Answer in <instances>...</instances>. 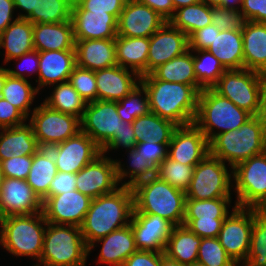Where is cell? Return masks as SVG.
Instances as JSON below:
<instances>
[{"label":"cell","instance_id":"cell-1","mask_svg":"<svg viewBox=\"0 0 266 266\" xmlns=\"http://www.w3.org/2000/svg\"><path fill=\"white\" fill-rule=\"evenodd\" d=\"M140 82L147 90L150 112L178 126L194 123L200 93L195 86L158 80L152 73Z\"/></svg>","mask_w":266,"mask_h":266},{"label":"cell","instance_id":"cell-2","mask_svg":"<svg viewBox=\"0 0 266 266\" xmlns=\"http://www.w3.org/2000/svg\"><path fill=\"white\" fill-rule=\"evenodd\" d=\"M133 210L131 187L121 185L112 193L93 198L81 226L86 245L129 225Z\"/></svg>","mask_w":266,"mask_h":266},{"label":"cell","instance_id":"cell-3","mask_svg":"<svg viewBox=\"0 0 266 266\" xmlns=\"http://www.w3.org/2000/svg\"><path fill=\"white\" fill-rule=\"evenodd\" d=\"M266 151V114L252 116L239 129L214 136L209 154L230 168Z\"/></svg>","mask_w":266,"mask_h":266},{"label":"cell","instance_id":"cell-4","mask_svg":"<svg viewBox=\"0 0 266 266\" xmlns=\"http://www.w3.org/2000/svg\"><path fill=\"white\" fill-rule=\"evenodd\" d=\"M134 210L132 214L159 215L174 226L183 225L186 193L156 175L132 187Z\"/></svg>","mask_w":266,"mask_h":266},{"label":"cell","instance_id":"cell-5","mask_svg":"<svg viewBox=\"0 0 266 266\" xmlns=\"http://www.w3.org/2000/svg\"><path fill=\"white\" fill-rule=\"evenodd\" d=\"M46 226L42 212L0 218V245L10 255L31 257L38 264Z\"/></svg>","mask_w":266,"mask_h":266},{"label":"cell","instance_id":"cell-6","mask_svg":"<svg viewBox=\"0 0 266 266\" xmlns=\"http://www.w3.org/2000/svg\"><path fill=\"white\" fill-rule=\"evenodd\" d=\"M212 89L252 116L266 114V76L261 73L226 70Z\"/></svg>","mask_w":266,"mask_h":266},{"label":"cell","instance_id":"cell-7","mask_svg":"<svg viewBox=\"0 0 266 266\" xmlns=\"http://www.w3.org/2000/svg\"><path fill=\"white\" fill-rule=\"evenodd\" d=\"M88 256L81 227L47 223L40 264L32 266H86Z\"/></svg>","mask_w":266,"mask_h":266},{"label":"cell","instance_id":"cell-8","mask_svg":"<svg viewBox=\"0 0 266 266\" xmlns=\"http://www.w3.org/2000/svg\"><path fill=\"white\" fill-rule=\"evenodd\" d=\"M251 117L250 113L220 96L212 88H205L199 93L194 124L210 141L218 134L239 129Z\"/></svg>","mask_w":266,"mask_h":266},{"label":"cell","instance_id":"cell-9","mask_svg":"<svg viewBox=\"0 0 266 266\" xmlns=\"http://www.w3.org/2000/svg\"><path fill=\"white\" fill-rule=\"evenodd\" d=\"M208 154L195 168L186 199L231 198L233 190V168ZM232 189V190H231Z\"/></svg>","mask_w":266,"mask_h":266},{"label":"cell","instance_id":"cell-10","mask_svg":"<svg viewBox=\"0 0 266 266\" xmlns=\"http://www.w3.org/2000/svg\"><path fill=\"white\" fill-rule=\"evenodd\" d=\"M233 191L238 207L266 209V151L233 168Z\"/></svg>","mask_w":266,"mask_h":266},{"label":"cell","instance_id":"cell-11","mask_svg":"<svg viewBox=\"0 0 266 266\" xmlns=\"http://www.w3.org/2000/svg\"><path fill=\"white\" fill-rule=\"evenodd\" d=\"M29 124L40 148H49L81 131L80 118L51 109L43 102L32 108Z\"/></svg>","mask_w":266,"mask_h":266},{"label":"cell","instance_id":"cell-12","mask_svg":"<svg viewBox=\"0 0 266 266\" xmlns=\"http://www.w3.org/2000/svg\"><path fill=\"white\" fill-rule=\"evenodd\" d=\"M232 209L231 214L223 220L217 238L227 255L237 266H242L247 259L250 248L254 224V208L238 207L235 205Z\"/></svg>","mask_w":266,"mask_h":266},{"label":"cell","instance_id":"cell-13","mask_svg":"<svg viewBox=\"0 0 266 266\" xmlns=\"http://www.w3.org/2000/svg\"><path fill=\"white\" fill-rule=\"evenodd\" d=\"M231 202V198L186 199L183 225L200 238H217Z\"/></svg>","mask_w":266,"mask_h":266},{"label":"cell","instance_id":"cell-14","mask_svg":"<svg viewBox=\"0 0 266 266\" xmlns=\"http://www.w3.org/2000/svg\"><path fill=\"white\" fill-rule=\"evenodd\" d=\"M121 121L117 102L96 100L86 105L80 119L81 132L90 136L102 149L119 131Z\"/></svg>","mask_w":266,"mask_h":266},{"label":"cell","instance_id":"cell-15","mask_svg":"<svg viewBox=\"0 0 266 266\" xmlns=\"http://www.w3.org/2000/svg\"><path fill=\"white\" fill-rule=\"evenodd\" d=\"M92 198L73 190L42 199V213L47 223L81 227Z\"/></svg>","mask_w":266,"mask_h":266},{"label":"cell","instance_id":"cell-16","mask_svg":"<svg viewBox=\"0 0 266 266\" xmlns=\"http://www.w3.org/2000/svg\"><path fill=\"white\" fill-rule=\"evenodd\" d=\"M59 172L78 173L102 154L101 148L90 136L79 132L74 137L48 148Z\"/></svg>","mask_w":266,"mask_h":266},{"label":"cell","instance_id":"cell-17","mask_svg":"<svg viewBox=\"0 0 266 266\" xmlns=\"http://www.w3.org/2000/svg\"><path fill=\"white\" fill-rule=\"evenodd\" d=\"M120 186L117 180L116 161L107 154L102 153L76 173L77 190L92 199L112 193Z\"/></svg>","mask_w":266,"mask_h":266},{"label":"cell","instance_id":"cell-18","mask_svg":"<svg viewBox=\"0 0 266 266\" xmlns=\"http://www.w3.org/2000/svg\"><path fill=\"white\" fill-rule=\"evenodd\" d=\"M188 50V36L169 21L165 22L149 37L147 74H151L160 65L184 54Z\"/></svg>","mask_w":266,"mask_h":266},{"label":"cell","instance_id":"cell-19","mask_svg":"<svg viewBox=\"0 0 266 266\" xmlns=\"http://www.w3.org/2000/svg\"><path fill=\"white\" fill-rule=\"evenodd\" d=\"M42 212V200L27 180L3 177L0 187V218Z\"/></svg>","mask_w":266,"mask_h":266},{"label":"cell","instance_id":"cell-20","mask_svg":"<svg viewBox=\"0 0 266 266\" xmlns=\"http://www.w3.org/2000/svg\"><path fill=\"white\" fill-rule=\"evenodd\" d=\"M209 154V141L194 124L178 126L168 145L167 156L181 164L196 166Z\"/></svg>","mask_w":266,"mask_h":266},{"label":"cell","instance_id":"cell-21","mask_svg":"<svg viewBox=\"0 0 266 266\" xmlns=\"http://www.w3.org/2000/svg\"><path fill=\"white\" fill-rule=\"evenodd\" d=\"M165 22L149 6L138 0H127L117 20V36L149 38Z\"/></svg>","mask_w":266,"mask_h":266},{"label":"cell","instance_id":"cell-22","mask_svg":"<svg viewBox=\"0 0 266 266\" xmlns=\"http://www.w3.org/2000/svg\"><path fill=\"white\" fill-rule=\"evenodd\" d=\"M130 225L137 250L164 252L174 225L159 215L132 214Z\"/></svg>","mask_w":266,"mask_h":266},{"label":"cell","instance_id":"cell-23","mask_svg":"<svg viewBox=\"0 0 266 266\" xmlns=\"http://www.w3.org/2000/svg\"><path fill=\"white\" fill-rule=\"evenodd\" d=\"M117 20L113 14L85 11L75 2L72 4L71 21L75 41L115 39L117 37Z\"/></svg>","mask_w":266,"mask_h":266},{"label":"cell","instance_id":"cell-24","mask_svg":"<svg viewBox=\"0 0 266 266\" xmlns=\"http://www.w3.org/2000/svg\"><path fill=\"white\" fill-rule=\"evenodd\" d=\"M97 100L118 102L140 83V76L119 65L96 70Z\"/></svg>","mask_w":266,"mask_h":266},{"label":"cell","instance_id":"cell-25","mask_svg":"<svg viewBox=\"0 0 266 266\" xmlns=\"http://www.w3.org/2000/svg\"><path fill=\"white\" fill-rule=\"evenodd\" d=\"M76 66L75 50H51L39 52V72L35 80L40 92L44 87H50L69 80Z\"/></svg>","mask_w":266,"mask_h":266},{"label":"cell","instance_id":"cell-26","mask_svg":"<svg viewBox=\"0 0 266 266\" xmlns=\"http://www.w3.org/2000/svg\"><path fill=\"white\" fill-rule=\"evenodd\" d=\"M97 243L102 245L97 263L107 266H123L125 260L137 251L130 224L93 242L88 246V253L91 254L94 247L98 246Z\"/></svg>","mask_w":266,"mask_h":266},{"label":"cell","instance_id":"cell-27","mask_svg":"<svg viewBox=\"0 0 266 266\" xmlns=\"http://www.w3.org/2000/svg\"><path fill=\"white\" fill-rule=\"evenodd\" d=\"M76 65L92 71L118 65L115 39L75 41Z\"/></svg>","mask_w":266,"mask_h":266},{"label":"cell","instance_id":"cell-28","mask_svg":"<svg viewBox=\"0 0 266 266\" xmlns=\"http://www.w3.org/2000/svg\"><path fill=\"white\" fill-rule=\"evenodd\" d=\"M34 50H75L72 21L33 24Z\"/></svg>","mask_w":266,"mask_h":266},{"label":"cell","instance_id":"cell-29","mask_svg":"<svg viewBox=\"0 0 266 266\" xmlns=\"http://www.w3.org/2000/svg\"><path fill=\"white\" fill-rule=\"evenodd\" d=\"M241 32L244 68L266 76V23L245 21Z\"/></svg>","mask_w":266,"mask_h":266},{"label":"cell","instance_id":"cell-30","mask_svg":"<svg viewBox=\"0 0 266 266\" xmlns=\"http://www.w3.org/2000/svg\"><path fill=\"white\" fill-rule=\"evenodd\" d=\"M39 149L40 146L29 123L0 129V162L14 155H33Z\"/></svg>","mask_w":266,"mask_h":266},{"label":"cell","instance_id":"cell-31","mask_svg":"<svg viewBox=\"0 0 266 266\" xmlns=\"http://www.w3.org/2000/svg\"><path fill=\"white\" fill-rule=\"evenodd\" d=\"M4 49V63L34 50L33 24L27 19H17L0 34V49Z\"/></svg>","mask_w":266,"mask_h":266},{"label":"cell","instance_id":"cell-32","mask_svg":"<svg viewBox=\"0 0 266 266\" xmlns=\"http://www.w3.org/2000/svg\"><path fill=\"white\" fill-rule=\"evenodd\" d=\"M116 59L119 66L136 72L140 77L147 75L149 38H115Z\"/></svg>","mask_w":266,"mask_h":266},{"label":"cell","instance_id":"cell-33","mask_svg":"<svg viewBox=\"0 0 266 266\" xmlns=\"http://www.w3.org/2000/svg\"><path fill=\"white\" fill-rule=\"evenodd\" d=\"M227 69H244L243 36L241 30H223L216 32L214 47H208Z\"/></svg>","mask_w":266,"mask_h":266},{"label":"cell","instance_id":"cell-34","mask_svg":"<svg viewBox=\"0 0 266 266\" xmlns=\"http://www.w3.org/2000/svg\"><path fill=\"white\" fill-rule=\"evenodd\" d=\"M200 242L201 238L187 226H174L164 254L180 264L189 266L197 262Z\"/></svg>","mask_w":266,"mask_h":266},{"label":"cell","instance_id":"cell-35","mask_svg":"<svg viewBox=\"0 0 266 266\" xmlns=\"http://www.w3.org/2000/svg\"><path fill=\"white\" fill-rule=\"evenodd\" d=\"M58 170L54 157L48 148H40L33 154V161L27 183L42 200L48 193Z\"/></svg>","mask_w":266,"mask_h":266},{"label":"cell","instance_id":"cell-36","mask_svg":"<svg viewBox=\"0 0 266 266\" xmlns=\"http://www.w3.org/2000/svg\"><path fill=\"white\" fill-rule=\"evenodd\" d=\"M152 74L158 80L193 85L200 92L203 90L194 73L193 54L190 49L184 54L160 65Z\"/></svg>","mask_w":266,"mask_h":266},{"label":"cell","instance_id":"cell-37","mask_svg":"<svg viewBox=\"0 0 266 266\" xmlns=\"http://www.w3.org/2000/svg\"><path fill=\"white\" fill-rule=\"evenodd\" d=\"M132 127L137 142L155 140L158 143L169 144L178 125L149 112L136 118L132 122Z\"/></svg>","mask_w":266,"mask_h":266},{"label":"cell","instance_id":"cell-38","mask_svg":"<svg viewBox=\"0 0 266 266\" xmlns=\"http://www.w3.org/2000/svg\"><path fill=\"white\" fill-rule=\"evenodd\" d=\"M56 85V86H55ZM52 85V94L43 103L51 109L82 118L86 108V101L79 95L69 81Z\"/></svg>","mask_w":266,"mask_h":266},{"label":"cell","instance_id":"cell-39","mask_svg":"<svg viewBox=\"0 0 266 266\" xmlns=\"http://www.w3.org/2000/svg\"><path fill=\"white\" fill-rule=\"evenodd\" d=\"M212 7L199 1L175 10L169 22L188 37L195 31L211 24Z\"/></svg>","mask_w":266,"mask_h":266},{"label":"cell","instance_id":"cell-40","mask_svg":"<svg viewBox=\"0 0 266 266\" xmlns=\"http://www.w3.org/2000/svg\"><path fill=\"white\" fill-rule=\"evenodd\" d=\"M37 94H39V91L28 79L13 77L8 74L1 97L29 118L30 113H32L30 107Z\"/></svg>","mask_w":266,"mask_h":266},{"label":"cell","instance_id":"cell-41","mask_svg":"<svg viewBox=\"0 0 266 266\" xmlns=\"http://www.w3.org/2000/svg\"><path fill=\"white\" fill-rule=\"evenodd\" d=\"M193 53L194 73L199 85L212 88L227 70L222 63L207 50H191Z\"/></svg>","mask_w":266,"mask_h":266},{"label":"cell","instance_id":"cell-42","mask_svg":"<svg viewBox=\"0 0 266 266\" xmlns=\"http://www.w3.org/2000/svg\"><path fill=\"white\" fill-rule=\"evenodd\" d=\"M126 152H128L127 154H129V166L128 164L127 166H124L125 164L122 165L120 160L115 159L117 180L119 183H121V185L132 187L139 181L155 176L156 169L150 164V162L139 155L135 148L126 150ZM125 167H127L128 169H126ZM127 177L129 178V180L126 182L125 178Z\"/></svg>","mask_w":266,"mask_h":266},{"label":"cell","instance_id":"cell-43","mask_svg":"<svg viewBox=\"0 0 266 266\" xmlns=\"http://www.w3.org/2000/svg\"><path fill=\"white\" fill-rule=\"evenodd\" d=\"M74 0H38L36 11L26 18L32 24L71 21Z\"/></svg>","mask_w":266,"mask_h":266},{"label":"cell","instance_id":"cell-44","mask_svg":"<svg viewBox=\"0 0 266 266\" xmlns=\"http://www.w3.org/2000/svg\"><path fill=\"white\" fill-rule=\"evenodd\" d=\"M242 266H266V209L254 208L250 248Z\"/></svg>","mask_w":266,"mask_h":266},{"label":"cell","instance_id":"cell-45","mask_svg":"<svg viewBox=\"0 0 266 266\" xmlns=\"http://www.w3.org/2000/svg\"><path fill=\"white\" fill-rule=\"evenodd\" d=\"M149 112L148 93L141 82L128 95L117 102L119 117L128 123H132L136 118L147 115Z\"/></svg>","mask_w":266,"mask_h":266},{"label":"cell","instance_id":"cell-46","mask_svg":"<svg viewBox=\"0 0 266 266\" xmlns=\"http://www.w3.org/2000/svg\"><path fill=\"white\" fill-rule=\"evenodd\" d=\"M194 168V166L181 164L167 156L156 168L155 175L171 186L186 192L190 186Z\"/></svg>","mask_w":266,"mask_h":266},{"label":"cell","instance_id":"cell-47","mask_svg":"<svg viewBox=\"0 0 266 266\" xmlns=\"http://www.w3.org/2000/svg\"><path fill=\"white\" fill-rule=\"evenodd\" d=\"M197 262L205 266H237L218 238H201Z\"/></svg>","mask_w":266,"mask_h":266},{"label":"cell","instance_id":"cell-48","mask_svg":"<svg viewBox=\"0 0 266 266\" xmlns=\"http://www.w3.org/2000/svg\"><path fill=\"white\" fill-rule=\"evenodd\" d=\"M68 81L86 103L97 100L95 71L84 69L76 65Z\"/></svg>","mask_w":266,"mask_h":266},{"label":"cell","instance_id":"cell-49","mask_svg":"<svg viewBox=\"0 0 266 266\" xmlns=\"http://www.w3.org/2000/svg\"><path fill=\"white\" fill-rule=\"evenodd\" d=\"M245 20L240 12L223 7H212L211 23L220 31L241 30Z\"/></svg>","mask_w":266,"mask_h":266},{"label":"cell","instance_id":"cell-50","mask_svg":"<svg viewBox=\"0 0 266 266\" xmlns=\"http://www.w3.org/2000/svg\"><path fill=\"white\" fill-rule=\"evenodd\" d=\"M32 161L33 155H14L8 160L1 161L0 165L3 177L26 180L29 175Z\"/></svg>","mask_w":266,"mask_h":266},{"label":"cell","instance_id":"cell-51","mask_svg":"<svg viewBox=\"0 0 266 266\" xmlns=\"http://www.w3.org/2000/svg\"><path fill=\"white\" fill-rule=\"evenodd\" d=\"M137 143L132 123L122 120L119 131L101 150L103 154L109 153L110 150L120 149V147L131 150L136 147Z\"/></svg>","mask_w":266,"mask_h":266},{"label":"cell","instance_id":"cell-52","mask_svg":"<svg viewBox=\"0 0 266 266\" xmlns=\"http://www.w3.org/2000/svg\"><path fill=\"white\" fill-rule=\"evenodd\" d=\"M168 145L158 143L155 140L138 142L135 149L137 153L145 158L156 169L158 165L167 157Z\"/></svg>","mask_w":266,"mask_h":266},{"label":"cell","instance_id":"cell-53","mask_svg":"<svg viewBox=\"0 0 266 266\" xmlns=\"http://www.w3.org/2000/svg\"><path fill=\"white\" fill-rule=\"evenodd\" d=\"M127 0H74L85 11L110 13L117 19L121 14Z\"/></svg>","mask_w":266,"mask_h":266},{"label":"cell","instance_id":"cell-54","mask_svg":"<svg viewBox=\"0 0 266 266\" xmlns=\"http://www.w3.org/2000/svg\"><path fill=\"white\" fill-rule=\"evenodd\" d=\"M216 32L220 30L214 25H207L195 32L189 37V49L190 50H207L208 47H214V41L216 39Z\"/></svg>","mask_w":266,"mask_h":266},{"label":"cell","instance_id":"cell-55","mask_svg":"<svg viewBox=\"0 0 266 266\" xmlns=\"http://www.w3.org/2000/svg\"><path fill=\"white\" fill-rule=\"evenodd\" d=\"M27 119L17 107L0 97V129L22 125Z\"/></svg>","mask_w":266,"mask_h":266},{"label":"cell","instance_id":"cell-56","mask_svg":"<svg viewBox=\"0 0 266 266\" xmlns=\"http://www.w3.org/2000/svg\"><path fill=\"white\" fill-rule=\"evenodd\" d=\"M10 61H17L19 62V64L17 65H20L21 67L22 66V63L24 64V61L27 63L23 67V69L21 70V68H17V69H10V68H7L8 70V74L10 76H13V77H19V78H23V79H26L31 76L33 73L36 74L38 76V72H39V51L37 50H33L31 52H28L26 54H23L22 56H20L19 58H16V59H13V60H10ZM21 63V64H20ZM28 70V74L27 73V70ZM24 72V73H23ZM26 72V73H25Z\"/></svg>","mask_w":266,"mask_h":266},{"label":"cell","instance_id":"cell-57","mask_svg":"<svg viewBox=\"0 0 266 266\" xmlns=\"http://www.w3.org/2000/svg\"><path fill=\"white\" fill-rule=\"evenodd\" d=\"M240 13L245 21L266 23V0H242Z\"/></svg>","mask_w":266,"mask_h":266},{"label":"cell","instance_id":"cell-58","mask_svg":"<svg viewBox=\"0 0 266 266\" xmlns=\"http://www.w3.org/2000/svg\"><path fill=\"white\" fill-rule=\"evenodd\" d=\"M76 189V174L58 171L51 182L49 193L45 197L59 195Z\"/></svg>","mask_w":266,"mask_h":266},{"label":"cell","instance_id":"cell-59","mask_svg":"<svg viewBox=\"0 0 266 266\" xmlns=\"http://www.w3.org/2000/svg\"><path fill=\"white\" fill-rule=\"evenodd\" d=\"M123 266H160V252L137 250L125 260Z\"/></svg>","mask_w":266,"mask_h":266},{"label":"cell","instance_id":"cell-60","mask_svg":"<svg viewBox=\"0 0 266 266\" xmlns=\"http://www.w3.org/2000/svg\"><path fill=\"white\" fill-rule=\"evenodd\" d=\"M156 11L166 21H169L174 15V5L172 0H138Z\"/></svg>","mask_w":266,"mask_h":266},{"label":"cell","instance_id":"cell-61","mask_svg":"<svg viewBox=\"0 0 266 266\" xmlns=\"http://www.w3.org/2000/svg\"><path fill=\"white\" fill-rule=\"evenodd\" d=\"M15 6L13 0H0V34L15 20L13 13Z\"/></svg>","mask_w":266,"mask_h":266},{"label":"cell","instance_id":"cell-62","mask_svg":"<svg viewBox=\"0 0 266 266\" xmlns=\"http://www.w3.org/2000/svg\"><path fill=\"white\" fill-rule=\"evenodd\" d=\"M38 0H13L15 11L20 9L17 17L19 19H26L32 11H36V4ZM21 11L24 13H21Z\"/></svg>","mask_w":266,"mask_h":266},{"label":"cell","instance_id":"cell-63","mask_svg":"<svg viewBox=\"0 0 266 266\" xmlns=\"http://www.w3.org/2000/svg\"><path fill=\"white\" fill-rule=\"evenodd\" d=\"M160 266H187L169 258L164 252H160Z\"/></svg>","mask_w":266,"mask_h":266},{"label":"cell","instance_id":"cell-64","mask_svg":"<svg viewBox=\"0 0 266 266\" xmlns=\"http://www.w3.org/2000/svg\"><path fill=\"white\" fill-rule=\"evenodd\" d=\"M199 1L200 0H172V3L174 5V13H175V10H177L178 8L196 4Z\"/></svg>","mask_w":266,"mask_h":266},{"label":"cell","instance_id":"cell-65","mask_svg":"<svg viewBox=\"0 0 266 266\" xmlns=\"http://www.w3.org/2000/svg\"><path fill=\"white\" fill-rule=\"evenodd\" d=\"M210 7H223L227 8V0H200Z\"/></svg>","mask_w":266,"mask_h":266},{"label":"cell","instance_id":"cell-66","mask_svg":"<svg viewBox=\"0 0 266 266\" xmlns=\"http://www.w3.org/2000/svg\"><path fill=\"white\" fill-rule=\"evenodd\" d=\"M8 75L7 68L0 66V97L2 96V90L4 88V84Z\"/></svg>","mask_w":266,"mask_h":266},{"label":"cell","instance_id":"cell-67","mask_svg":"<svg viewBox=\"0 0 266 266\" xmlns=\"http://www.w3.org/2000/svg\"><path fill=\"white\" fill-rule=\"evenodd\" d=\"M242 0H227V8L240 12Z\"/></svg>","mask_w":266,"mask_h":266},{"label":"cell","instance_id":"cell-68","mask_svg":"<svg viewBox=\"0 0 266 266\" xmlns=\"http://www.w3.org/2000/svg\"><path fill=\"white\" fill-rule=\"evenodd\" d=\"M2 180H3V175H2L1 165H0V187L2 185Z\"/></svg>","mask_w":266,"mask_h":266},{"label":"cell","instance_id":"cell-69","mask_svg":"<svg viewBox=\"0 0 266 266\" xmlns=\"http://www.w3.org/2000/svg\"><path fill=\"white\" fill-rule=\"evenodd\" d=\"M189 266H205V265L196 262V263H194V264H192V265H189Z\"/></svg>","mask_w":266,"mask_h":266}]
</instances>
